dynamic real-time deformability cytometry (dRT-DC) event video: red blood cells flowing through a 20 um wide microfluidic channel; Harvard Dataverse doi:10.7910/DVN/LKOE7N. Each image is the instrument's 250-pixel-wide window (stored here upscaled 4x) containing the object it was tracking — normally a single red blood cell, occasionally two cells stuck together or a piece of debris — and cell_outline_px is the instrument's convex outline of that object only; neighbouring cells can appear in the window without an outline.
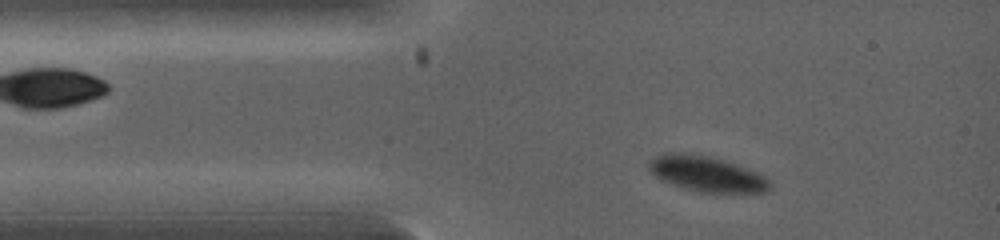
{"species": "common noctule bat (a hibernating species)", "species_latin": "Nyctalus noctula", "temperature_condition": "warm", "stored_images_in_passage": 37, "camera_frame_rate_fps": 5000, "um_per_image_px": 0.085, "animal": {"sex": "female", "body_mass_g": 19.0, "forearm_length_mm": 53.3}, "frame": {"image": 1, "passage_image": 3, "time_ms": 0.6, "image_size_px": [1000, 240], "cell_outline_px": [[772, 184], [768, 192], [700, 192], [680, 188], [660, 180], [648, 168], [648, 164], [656, 156], [664, 152], [680, 152], [708, 156], [724, 160], [736, 164], [756, 172], [764, 176]], "centroid_in_image_um": [60.04, 14.78], "position_along_channel_um": 25.0, "area_um2": 24.97}}
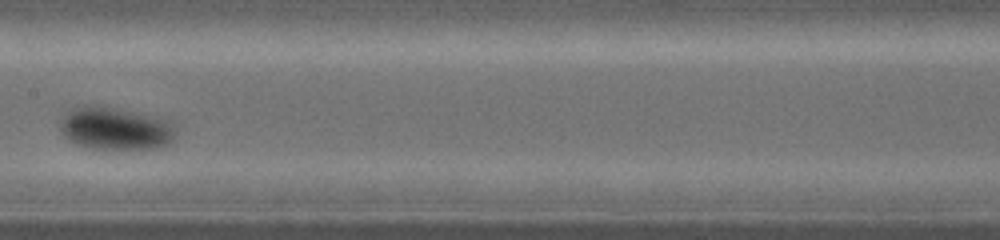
{"frame": {"image": 2, "passage_image": 16, "time_ms": 4.0, "image_size_px": [1000, 240], "cell_outline_px": [[176, 140], [160, 148], [92, 148], [76, 144], [64, 136], [60, 128], [60, 124], [64, 112], [72, 108], [84, 104], [96, 104], [156, 116], [172, 120], [176, 132]], "centroid_in_image_um": [9.84, 10.89], "position_along_channel_um": 197.6, "area_um2": 29.25}}
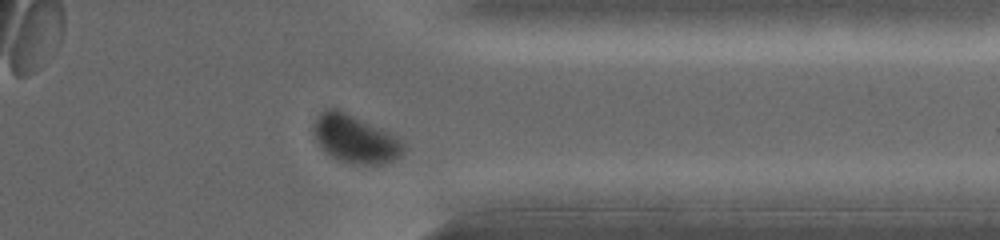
{"frame": {"image": 3, "passage_image": 30, "time_ms": 7.2, "image_size_px": [1000, 240], "cell_outline_px": [[404, 148], [400, 156], [384, 164], [360, 164], [340, 160], [324, 152], [316, 140], [312, 128], [312, 124], [316, 116], [324, 108], [340, 108], [388, 132]], "centroid_in_image_um": [30.08, 11.77], "position_along_channel_um": 381.3, "area_um2": 24.85}}